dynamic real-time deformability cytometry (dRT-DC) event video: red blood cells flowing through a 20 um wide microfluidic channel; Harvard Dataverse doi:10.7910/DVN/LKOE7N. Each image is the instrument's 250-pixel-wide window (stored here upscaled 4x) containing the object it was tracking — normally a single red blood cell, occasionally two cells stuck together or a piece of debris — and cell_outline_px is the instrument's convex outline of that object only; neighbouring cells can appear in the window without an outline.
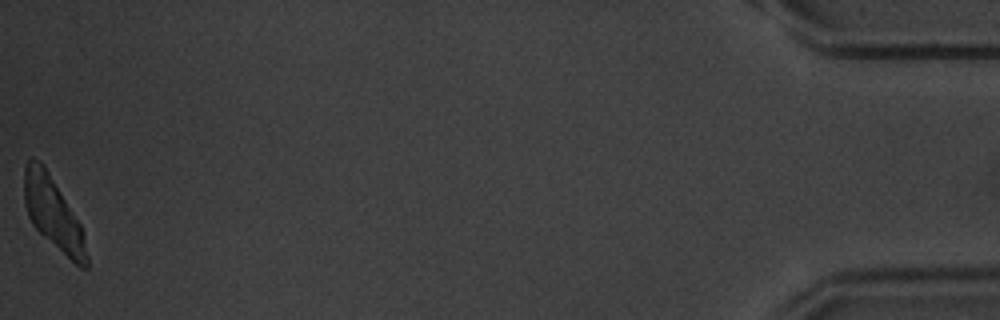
{"species": "common noctule bat (a hibernating species)", "species_latin": "Nyctalus noctula", "temperature_condition": "warm", "stored_images_in_passage": 46, "camera_frame_rate_fps": 3000, "um_per_image_px": 0.085, "animal": {"sex": "male", "body_mass_g": 20.1, "forearm_length_mm": 53.5}, "frame": {"image": 1, "passage_image": 46, "time_ms": 15.0, "image_size_px": [1000, 320], "cell_outline_px": [[88, 268], [80, 268], [44, 236], [32, 224], [28, 216], [24, 204], [24, 164], [32, 156], [40, 160], [44, 164], [80, 224], [84, 232], [88, 256]], "centroid_in_image_um": [4.51, 18.11], "position_along_channel_um": 430.7, "area_um2": 26.24}, "authors_computed_cell_mechanics": {"area_um2": 27.166, "velocity_mm_per_s": 3.6684, "shape_relaxation_time_tau1_ms": 0.2623, "shape_relaxation_time_tau2_ms": null, "deformation_change_tau1": 0.0033, "deformation_change_tau2": null}}